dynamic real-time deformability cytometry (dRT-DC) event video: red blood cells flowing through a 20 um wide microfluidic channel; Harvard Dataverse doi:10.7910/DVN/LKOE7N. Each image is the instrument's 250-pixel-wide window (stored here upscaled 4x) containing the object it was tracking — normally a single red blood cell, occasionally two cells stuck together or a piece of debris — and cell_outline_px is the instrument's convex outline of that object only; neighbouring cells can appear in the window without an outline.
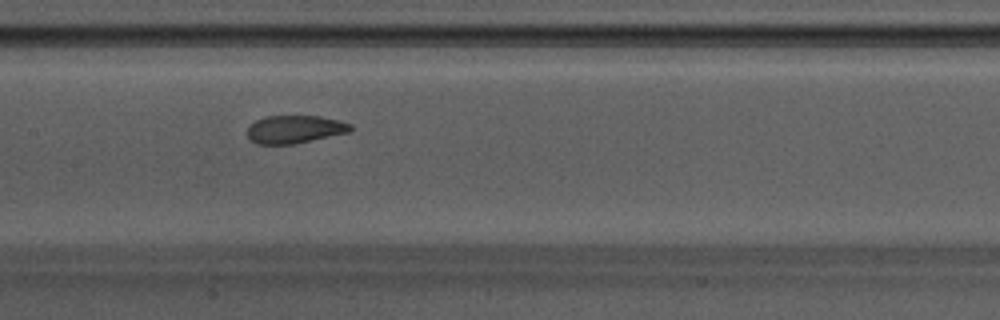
{"species": "Egyptian fruit bat (a non-hibernating species)", "species_latin": "Rousettus aegyptiacus", "temperature_condition": "warm", "stored_images_in_passage": 36, "camera_frame_rate_fps": 3000, "um_per_image_px": 0.085, "animal": {"sex": "male"}, "frame": {"image": 1, "passage_image": 11, "time_ms": 3.333, "image_size_px": [1000, 320], "cell_outline_px": [[352, 132], [292, 144], [256, 144], [248, 136], [248, 128], [256, 120], [264, 116], [320, 116], [352, 124]], "centroid_in_image_um": [25.08, 10.99], "position_along_channel_um": 182.3, "area_um2": 16.7}}
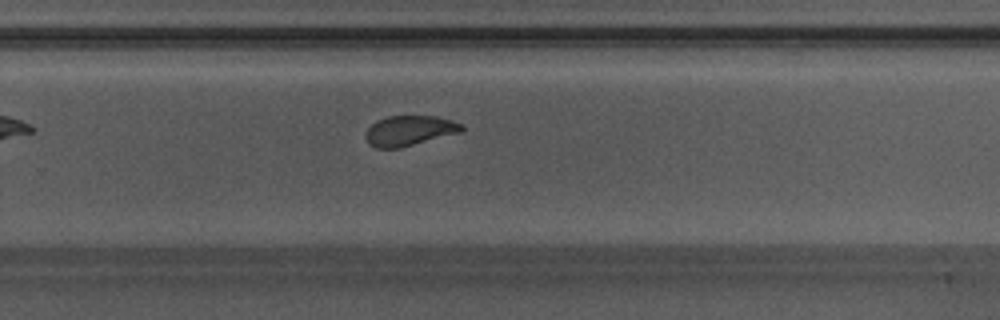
{"frame": {"image": 2, "passage_image": 20, "time_ms": 6.333, "image_size_px": [1000, 320], "cell_outline_px": [[464, 128], [460, 132], [400, 148], [376, 148], [368, 144], [364, 136], [368, 128], [376, 120], [388, 116], [436, 116], [452, 120], [460, 124]], "centroid_in_image_um": [34.75, 11.11], "position_along_channel_um": 295.1, "area_um2": 16.82}, "authors_computed_cell_mechanics": {"area_um2": 17.3111, "velocity_mm_per_s": 3.7642, "shape_relaxation_time_tau1_ms": null, "shape_relaxation_time_tau2_ms": 1.3562, "deformation_change_tau1": null, "deformation_change_tau2": 0.0621}}